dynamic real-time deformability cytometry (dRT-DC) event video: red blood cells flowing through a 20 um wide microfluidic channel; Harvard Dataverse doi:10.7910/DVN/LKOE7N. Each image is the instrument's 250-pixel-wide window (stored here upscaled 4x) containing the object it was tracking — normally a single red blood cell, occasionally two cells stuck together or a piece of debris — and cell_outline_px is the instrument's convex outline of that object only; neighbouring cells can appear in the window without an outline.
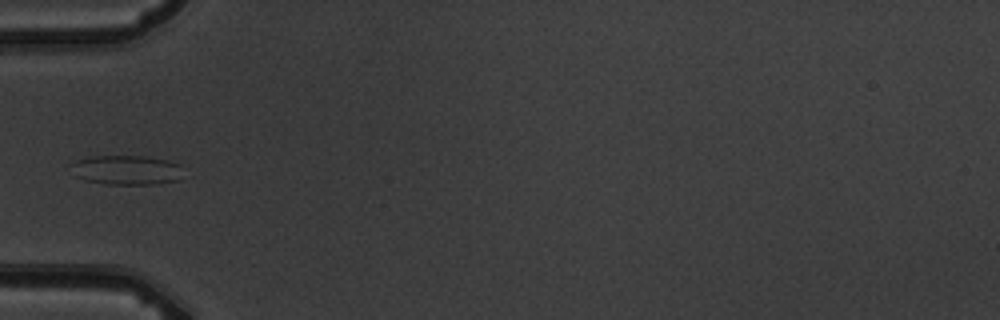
{"species": "common noctule bat (a hibernating species)", "species_latin": "Nyctalus noctula", "temperature_condition": "warm", "stored_images_in_passage": 6, "camera_frame_rate_fps": 3000, "um_per_image_px": 0.085, "animal": {"sex": "male", "body_mass_g": 19.5, "forearm_length_mm": 54.6}, "frame": {"image": 1, "passage_image": 6, "time_ms": 6.667, "image_size_px": [1000, 320], "cell_outline_px": [[180, 180], [156, 184], [104, 184], [84, 180], [76, 176], [68, 164], [76, 160], [92, 156], [148, 156], [168, 160], [180, 164]], "centroid_in_image_um": [10.72, 14.45], "position_along_channel_um": 74.3, "area_um2": 19.48}}